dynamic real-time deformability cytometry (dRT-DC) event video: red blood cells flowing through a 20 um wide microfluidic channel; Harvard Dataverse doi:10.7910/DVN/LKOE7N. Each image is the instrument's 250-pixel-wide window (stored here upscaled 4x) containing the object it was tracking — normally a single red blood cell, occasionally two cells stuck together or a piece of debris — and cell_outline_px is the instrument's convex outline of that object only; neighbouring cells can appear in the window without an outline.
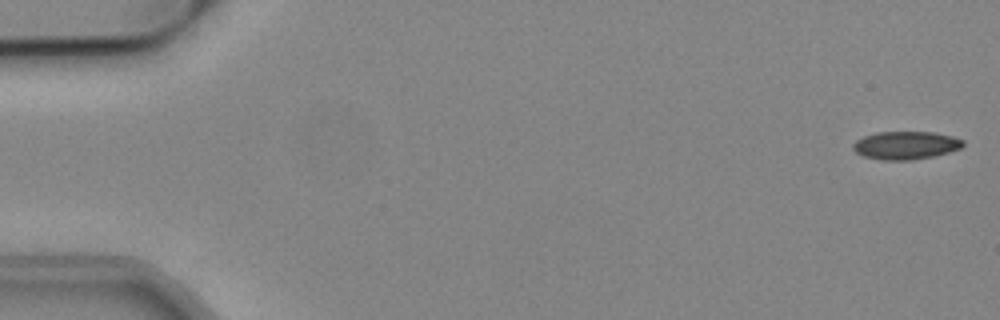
{"species": "common noctule bat (a hibernating species)", "species_latin": "Nyctalus noctula", "temperature_condition": "cold", "stored_images_in_passage": 53, "camera_frame_rate_fps": 3000, "um_per_image_px": 0.085, "animal": {"sex": "male", "body_mass_g": 19.2, "forearm_length_mm": 51.8}, "frame": {"image": 1, "passage_image": 1, "time_ms": 0.0, "image_size_px": [1000, 320], "cell_outline_px": [[964, 144], [960, 148], [948, 152], [932, 156], [912, 160], [880, 160], [864, 156], [856, 152], [852, 148], [852, 144], [856, 140], [864, 136], [876, 132], [932, 132], [952, 136], [964, 140]], "centroid_in_image_um": [76.96, 12.35], "position_along_channel_um": 8.0, "area_um2": 17.92}}
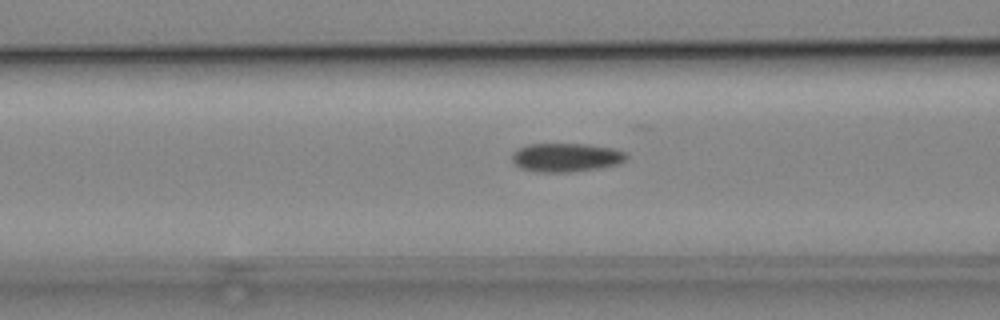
{"frame": {"image": 2, "passage_image": 21, "time_ms": 6.667, "image_size_px": [1000, 320], "cell_outline_px": [[628, 156], [620, 164], [600, 168], [568, 172], [540, 172], [520, 168], [512, 160], [512, 152], [528, 144], [588, 144], [616, 148], [628, 152]], "centroid_in_image_um": [48.18, 13.37], "position_along_channel_um": 118.4, "area_um2": 19.31}}
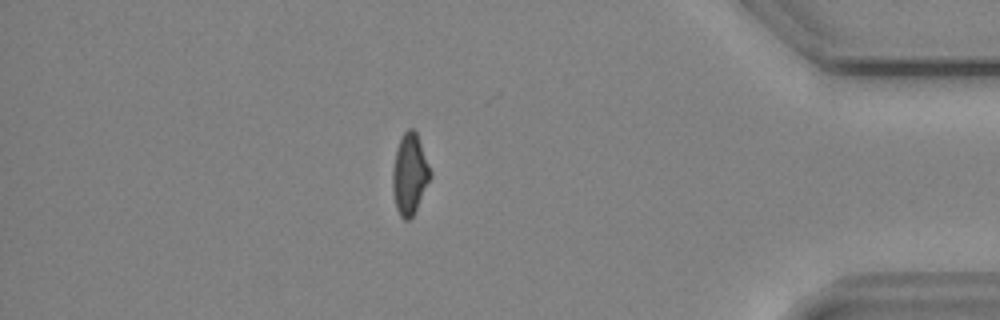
{"frame": {"image": 3, "passage_image": 46, "time_ms": 15.0, "image_size_px": [1000, 320], "cell_outline_px": [[432, 176], [412, 216], [408, 220], [404, 220], [400, 216], [396, 208], [392, 188], [392, 172], [396, 148], [400, 136], [408, 128], [412, 128], [416, 132], [432, 172]], "centroid_in_image_um": [34.81, 14.78], "position_along_channel_um": 400.4, "area_um2": 17.74}}